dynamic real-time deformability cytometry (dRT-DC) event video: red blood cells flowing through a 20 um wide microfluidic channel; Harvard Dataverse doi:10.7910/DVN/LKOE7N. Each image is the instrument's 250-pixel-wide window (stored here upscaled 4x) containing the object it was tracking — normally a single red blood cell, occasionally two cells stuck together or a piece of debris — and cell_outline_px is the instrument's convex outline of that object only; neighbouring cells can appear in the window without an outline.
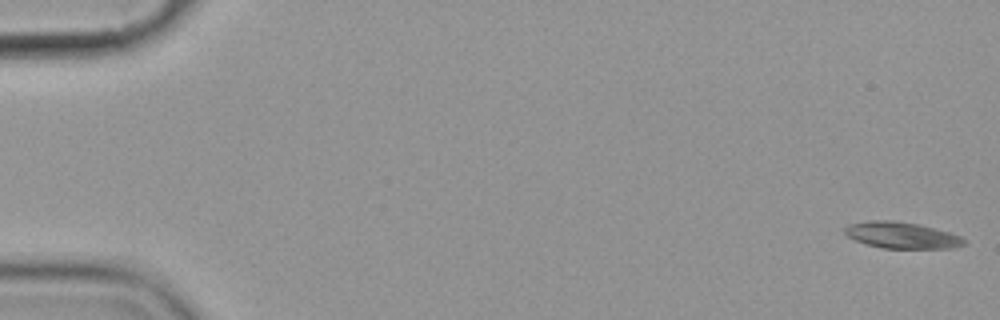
{"species": "common noctule bat (a hibernating species)", "species_latin": "Nyctalus noctula", "temperature_condition": "cold", "stored_images_in_passage": 10, "camera_frame_rate_fps": 3000, "um_per_image_px": 0.085, "animal": {"sex": "female", "body_mass_g": 19.9}, "frame": {"image": 1, "passage_image": 1, "time_ms": 0.0, "image_size_px": [1000, 320], "cell_outline_px": [[968, 244], [952, 248], [880, 248], [864, 244], [848, 236], [844, 232], [844, 228], [848, 224], [868, 220], [892, 220], [916, 224], [952, 232], [960, 236]], "centroid_in_image_um": [76.64, 19.99], "position_along_channel_um": 8.4, "area_um2": 18.44}}
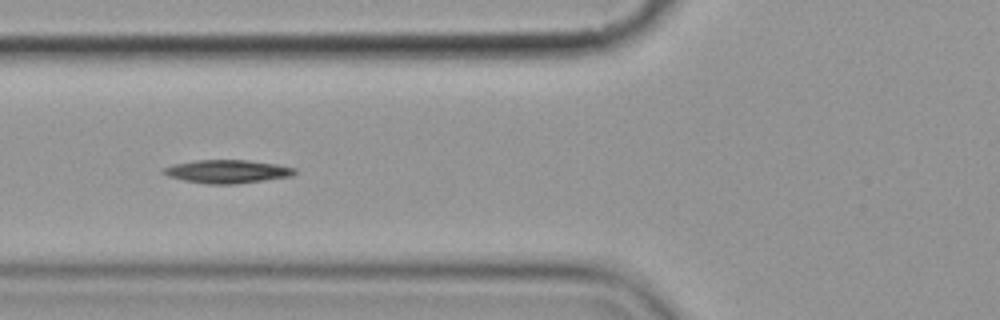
{"frame": {"image": 2, "passage_image": 7, "time_ms": 7.0, "image_size_px": [1000, 320], "cell_outline_px": [[296, 172], [292, 176], [236, 184], [208, 184], [184, 180], [168, 176], [160, 172], [160, 168], [172, 164], [196, 160], [248, 160], [276, 164], [296, 168]], "centroid_in_image_um": [19.27, 14.57], "position_along_channel_um": 106.5, "area_um2": 17.92}}
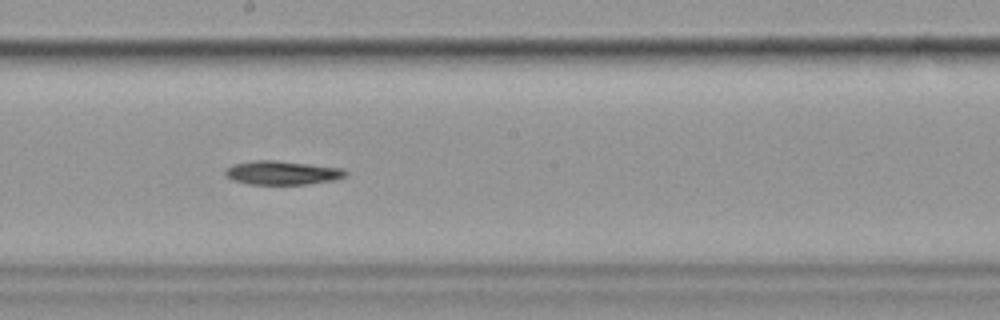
{"frame": {"image": 3, "passage_image": 10, "time_ms": 10.333, "image_size_px": [1000, 320], "cell_outline_px": [[348, 176], [336, 180], [308, 184], [248, 184], [232, 180], [224, 176], [224, 172], [232, 164], [252, 160], [276, 160], [344, 168], [348, 172]], "centroid_in_image_um": [24.01, 14.68], "position_along_channel_um": 224.2, "area_um2": 16.99}}